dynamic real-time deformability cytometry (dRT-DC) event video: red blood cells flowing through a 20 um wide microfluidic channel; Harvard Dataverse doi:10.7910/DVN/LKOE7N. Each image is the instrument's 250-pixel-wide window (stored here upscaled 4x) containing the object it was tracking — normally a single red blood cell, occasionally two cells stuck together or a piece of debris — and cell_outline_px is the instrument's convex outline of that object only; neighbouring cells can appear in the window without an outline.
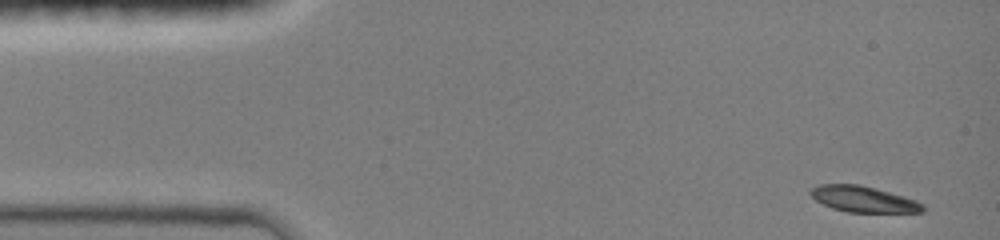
{"species": "common noctule bat (a hibernating species)", "species_latin": "Nyctalus noctula", "temperature_condition": "room temperature", "stored_images_in_passage": 34, "camera_frame_rate_fps": 3000, "um_per_image_px": 0.085, "animal": {"sex": "female", "body_mass_g": 19.0, "forearm_length_mm": 51.5}, "frame": {"image": 1, "passage_image": 1, "time_ms": 0.0, "image_size_px": [1000, 240], "cell_outline_px": [[924, 212], [848, 212], [832, 208], [816, 200], [808, 192], [812, 188], [820, 184], [856, 184], [904, 196], [916, 200], [924, 204]], "centroid_in_image_um": [73.39, 16.93], "position_along_channel_um": 11.6, "area_um2": 16.76}}
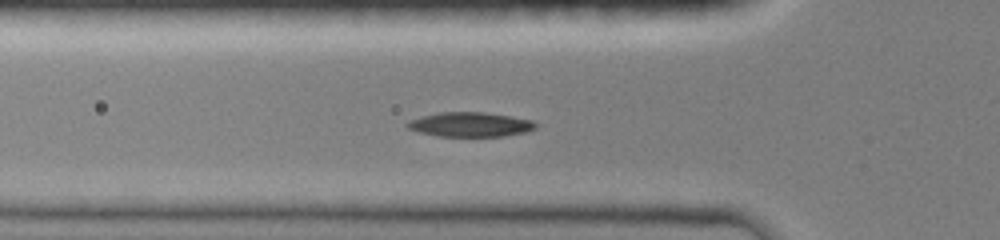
{"frame": {"image": 2, "passage_image": 14, "time_ms": 4.333, "image_size_px": [1000, 240], "cell_outline_px": [[536, 128], [524, 132], [504, 136], [440, 136], [420, 132], [408, 128], [404, 124], [408, 120], [420, 116], [440, 112], [484, 112], [532, 120], [536, 124]], "centroid_in_image_um": [39.92, 10.57], "position_along_channel_um": 85.9, "area_um2": 18.21}}
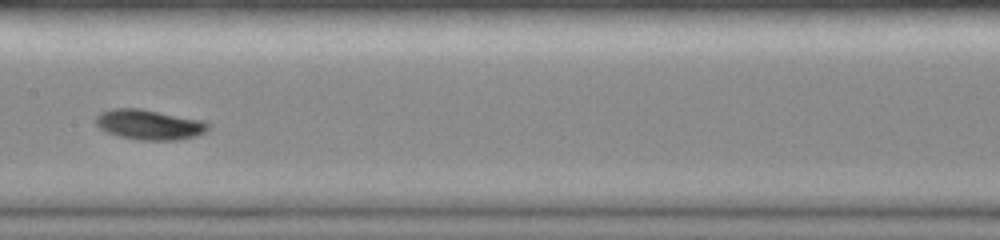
{"frame": {"image": 3, "passage_image": 33, "time_ms": 7.0, "image_size_px": [1000, 240], "cell_outline_px": [[212, 124], [204, 132], [196, 136], [176, 140], [140, 140], [120, 136], [108, 132], [100, 128], [96, 124], [96, 116], [100, 112], [112, 108], [140, 108], [204, 120]], "centroid_in_image_um": [12.71, 10.58], "position_along_channel_um": 194.7, "area_um2": 19.77}}